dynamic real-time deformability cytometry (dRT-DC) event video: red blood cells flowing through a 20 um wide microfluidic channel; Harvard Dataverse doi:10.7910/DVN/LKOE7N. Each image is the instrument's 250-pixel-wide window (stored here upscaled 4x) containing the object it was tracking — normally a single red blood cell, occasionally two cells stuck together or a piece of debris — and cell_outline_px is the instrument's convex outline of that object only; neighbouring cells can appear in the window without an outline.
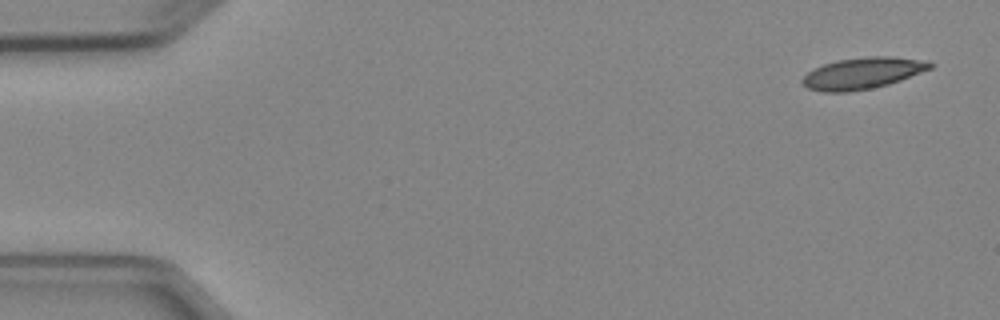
{"species": "Egyptian fruit bat (a non-hibernating species)", "species_latin": "Rousettus aegyptiacus", "temperature_condition": "cold", "stored_images_in_passage": 5, "camera_frame_rate_fps": 3000, "um_per_image_px": 0.085, "animal": {"sex": "female"}, "frame": {"image": 1, "passage_image": 1, "time_ms": 0.0, "image_size_px": [1000, 320], "cell_outline_px": [[936, 64], [932, 68], [900, 80], [888, 84], [872, 88], [848, 92], [824, 92], [808, 88], [800, 80], [808, 72], [824, 64], [836, 60], [868, 56], [892, 56], [928, 60]], "centroid_in_image_um": [73.37, 6.21], "position_along_channel_um": 11.6, "area_um2": 23.47}}
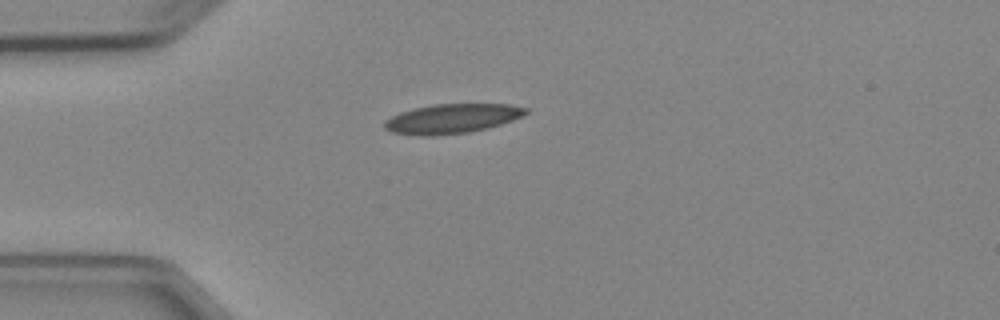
{"frame": {"image": 2, "passage_image": 4, "time_ms": 3.667, "image_size_px": [1000, 320], "cell_outline_px": [[528, 112], [512, 120], [488, 128], [468, 132], [432, 136], [420, 136], [392, 132], [384, 128], [384, 120], [400, 112], [412, 108], [432, 104], [512, 104], [528, 108]], "centroid_in_image_um": [38.39, 10.08], "position_along_channel_um": 46.6, "area_um2": 24.33}}